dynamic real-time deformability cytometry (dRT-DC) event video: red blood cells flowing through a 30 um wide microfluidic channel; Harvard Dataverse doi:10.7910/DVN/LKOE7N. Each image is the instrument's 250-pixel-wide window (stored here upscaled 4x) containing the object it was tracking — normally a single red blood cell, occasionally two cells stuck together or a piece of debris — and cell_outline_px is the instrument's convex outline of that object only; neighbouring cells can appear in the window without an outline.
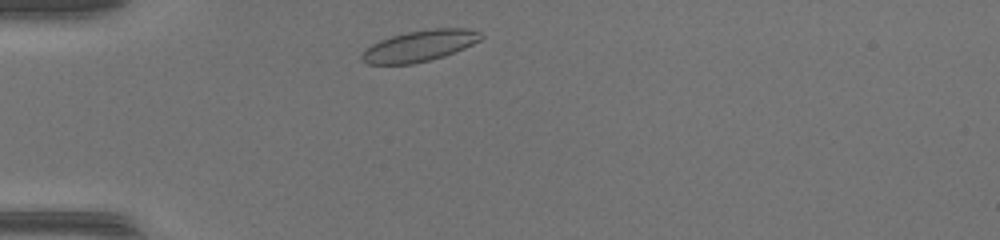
{"species": "common noctule bat (a hibernating species)", "species_latin": "Nyctalus noctula", "temperature_condition": "warm", "stored_images_in_passage": 38, "camera_frame_rate_fps": 3000, "um_per_image_px": 0.085, "animal": {"sex": "female", "body_mass_g": 17.0, "forearm_length_mm": 48.0}, "frame": {"image": 1, "passage_image": 2, "time_ms": 0.333, "image_size_px": [1000, 240], "cell_outline_px": [[484, 36], [480, 40], [464, 48], [444, 56], [412, 64], [368, 64], [360, 60], [360, 56], [372, 44], [380, 40], [392, 36], [408, 32], [432, 28], [468, 28], [480, 32]], "centroid_in_image_um": [35.68, 3.89], "position_along_channel_um": 49.3, "area_um2": 21.44}}
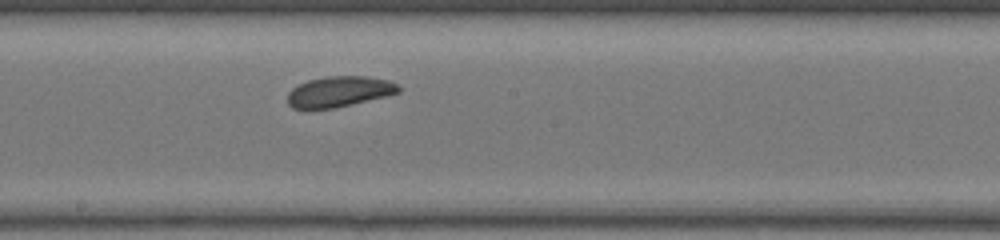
{"frame": {"image": 2, "passage_image": 16, "time_ms": 5.0, "image_size_px": [1000, 240], "cell_outline_px": [[400, 92], [388, 96], [336, 108], [292, 108], [288, 104], [288, 92], [292, 88], [308, 80], [328, 76], [364, 76], [388, 80], [396, 84], [400, 88]], "centroid_in_image_um": [28.85, 7.79], "position_along_channel_um": 219.3, "area_um2": 19.77}}
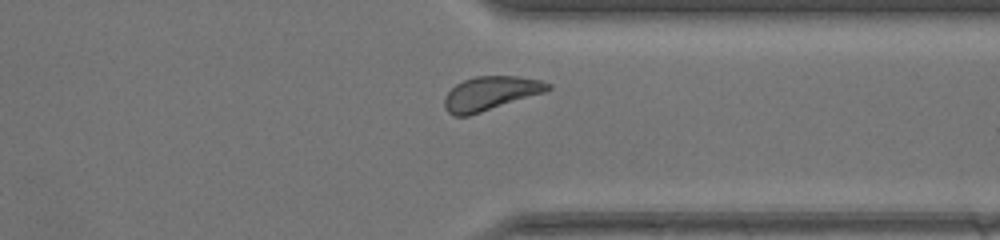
{"frame": {"image": 3, "passage_image": 27, "time_ms": 8.667, "image_size_px": [1000, 240], "cell_outline_px": [[552, 88], [544, 92], [468, 116], [452, 116], [444, 108], [444, 96], [456, 84], [464, 80], [476, 76], [520, 76], [540, 80], [552, 84]], "centroid_in_image_um": [41.67, 7.93], "position_along_channel_um": 369.7, "area_um2": 20.35}, "authors_computed_cell_mechanics": {"area_um2": 20.6924, "velocity_mm_per_s": 4.1109, "shape_relaxation_time_tau1_ms": 2.1417, "shape_relaxation_time_tau2_ms": null, "deformation_change_tau1": 0.0741, "deformation_change_tau2": null}}